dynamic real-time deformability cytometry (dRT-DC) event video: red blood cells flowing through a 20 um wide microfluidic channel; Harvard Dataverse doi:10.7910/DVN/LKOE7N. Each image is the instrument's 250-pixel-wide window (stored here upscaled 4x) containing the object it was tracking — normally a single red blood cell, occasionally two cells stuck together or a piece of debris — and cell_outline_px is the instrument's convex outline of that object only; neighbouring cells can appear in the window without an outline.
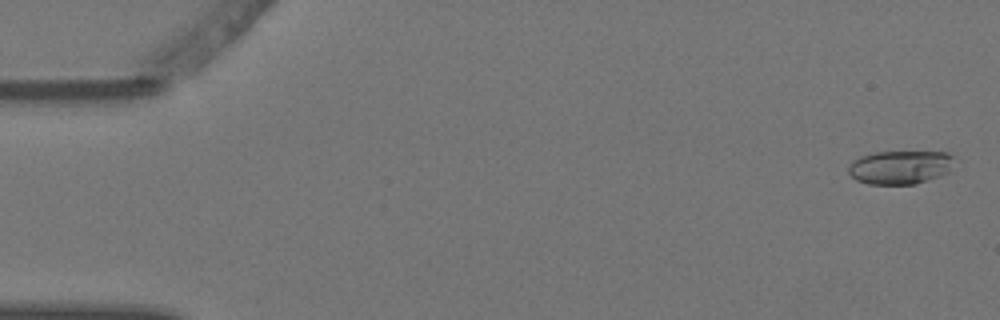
{"species": "Egyptian fruit bat (a non-hibernating species)", "species_latin": "Rousettus aegyptiacus", "temperature_condition": "warm", "stored_images_in_passage": 5, "camera_frame_rate_fps": 3000, "um_per_image_px": 0.085, "animal": {"sex": "female"}, "frame": {"image": 1, "passage_image": 1, "time_ms": 0.0, "image_size_px": [1000, 320], "cell_outline_px": [[952, 156], [948, 172], [940, 176], [916, 184], [868, 184], [856, 180], [848, 172], [848, 168], [852, 160], [860, 156], [876, 152], [948, 152]], "centroid_in_image_um": [76.46, 14.22], "position_along_channel_um": 8.5, "area_um2": 20.58}}